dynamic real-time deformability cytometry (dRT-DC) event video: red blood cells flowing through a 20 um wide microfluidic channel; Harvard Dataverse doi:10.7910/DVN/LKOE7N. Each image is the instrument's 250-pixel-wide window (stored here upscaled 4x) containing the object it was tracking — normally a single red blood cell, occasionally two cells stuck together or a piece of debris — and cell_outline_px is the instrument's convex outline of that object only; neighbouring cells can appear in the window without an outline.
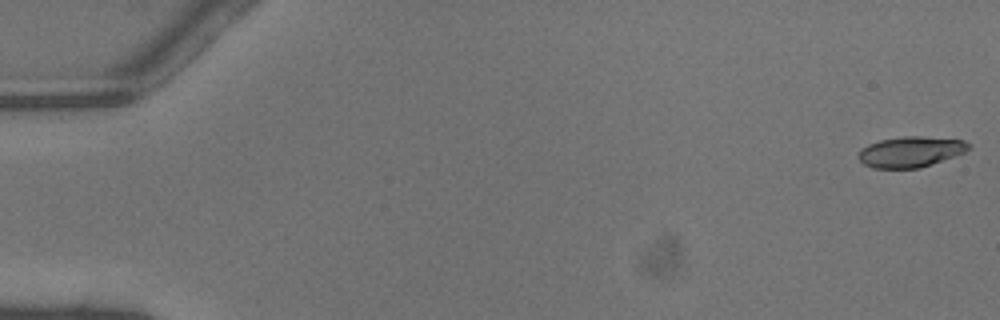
{"species": "common noctule bat (a hibernating species)", "species_latin": "Nyctalus noctula", "temperature_condition": "warm", "stored_images_in_passage": 43, "camera_frame_rate_fps": 3000, "um_per_image_px": 0.085, "animal": {"sex": "male", "body_mass_g": 13.3}, "frame": {"image": 1, "passage_image": 1, "time_ms": 0.0, "image_size_px": [1000, 320], "cell_outline_px": [[972, 148], [964, 152], [932, 164], [920, 168], [872, 168], [864, 164], [856, 156], [860, 148], [868, 144], [880, 140], [904, 136], [924, 136], [964, 140], [972, 144]], "centroid_in_image_um": [77.4, 12.89], "position_along_channel_um": 7.6, "area_um2": 19.88}}
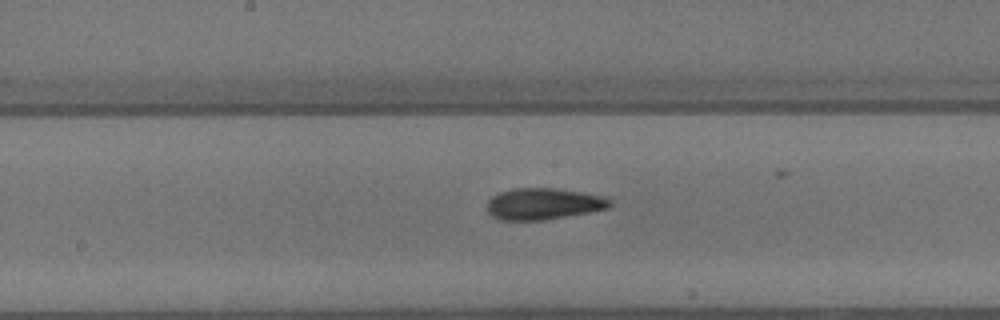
{"frame": {"image": 2, "passage_image": 25, "time_ms": 8.0, "image_size_px": [1000, 320], "cell_outline_px": [[612, 204], [608, 208], [588, 212], [544, 220], [500, 220], [492, 216], [488, 212], [488, 200], [492, 196], [500, 192], [512, 188], [552, 188], [580, 192], [604, 196], [612, 200]], "centroid_in_image_um": [46.18, 17.32], "position_along_channel_um": 202.0, "area_um2": 22.43}}
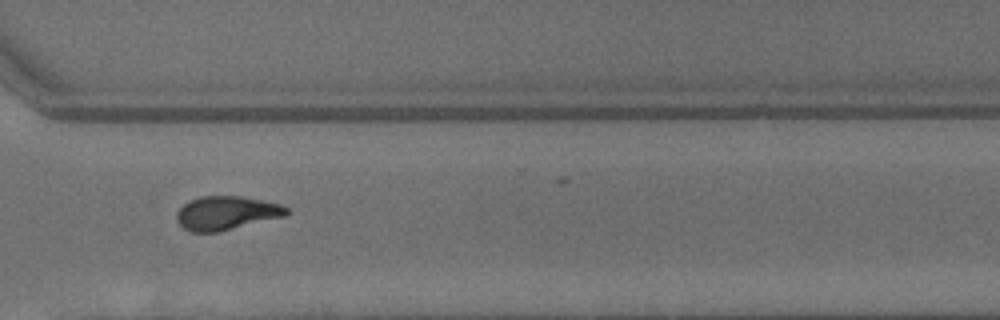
{"frame": {"image": 3, "passage_image": 35, "time_ms": 11.333, "image_size_px": [1000, 320], "cell_outline_px": [[292, 212], [288, 216], [220, 232], [192, 232], [184, 228], [176, 220], [176, 212], [184, 204], [200, 196], [240, 196], [280, 204], [288, 208]], "centroid_in_image_um": [19.3, 18.12], "position_along_channel_um": 351.3, "area_um2": 21.85}}